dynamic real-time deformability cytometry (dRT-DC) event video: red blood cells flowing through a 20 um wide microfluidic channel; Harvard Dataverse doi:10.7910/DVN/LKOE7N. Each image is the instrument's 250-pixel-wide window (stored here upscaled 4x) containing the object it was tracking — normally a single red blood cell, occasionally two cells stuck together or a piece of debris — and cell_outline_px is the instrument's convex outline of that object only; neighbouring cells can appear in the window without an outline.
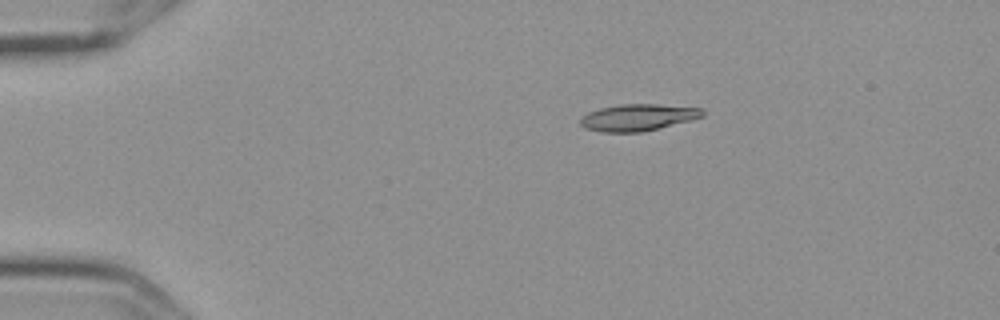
{"species": "Egyptian fruit bat (a non-hibernating species)", "species_latin": "Rousettus aegyptiacus", "temperature_condition": "cold", "stored_images_in_passage": 5, "camera_frame_rate_fps": 3000, "um_per_image_px": 0.085, "frame": {"image": 1, "passage_image": 3, "time_ms": 0.667, "image_size_px": [1000, 320], "cell_outline_px": [[704, 116], [644, 132], [600, 132], [584, 128], [580, 124], [580, 120], [588, 112], [600, 108], [620, 104], [656, 104], [704, 108]], "centroid_in_image_um": [54.22, 9.98], "position_along_channel_um": 30.8, "area_um2": 19.02}}